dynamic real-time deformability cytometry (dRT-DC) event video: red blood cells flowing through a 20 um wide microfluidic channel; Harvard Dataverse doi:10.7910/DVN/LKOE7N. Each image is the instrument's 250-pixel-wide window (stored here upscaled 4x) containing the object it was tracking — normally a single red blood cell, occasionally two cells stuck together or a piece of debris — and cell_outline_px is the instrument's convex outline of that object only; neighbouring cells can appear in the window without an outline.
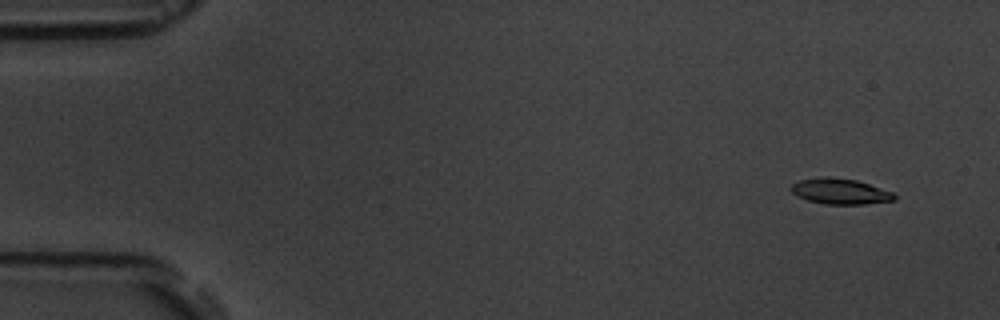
{"species": "common noctule bat (a hibernating species)", "species_latin": "Nyctalus noctula", "temperature_condition": "room temperature", "stored_images_in_passage": 6, "camera_frame_rate_fps": 3000, "um_per_image_px": 0.085, "animal": {"sex": "male", "body_mass_g": 19.5, "forearm_length_mm": 54.6}, "frame": {"image": 1, "passage_image": 1, "time_ms": 0.0, "image_size_px": [1000, 320], "cell_outline_px": [[896, 200], [864, 204], [824, 204], [808, 200], [792, 192], [788, 188], [792, 184], [800, 180], [824, 176], [832, 176], [856, 180], [892, 192], [896, 196]], "centroid_in_image_um": [71.4, 16.26], "position_along_channel_um": 13.6, "area_um2": 15.37}}
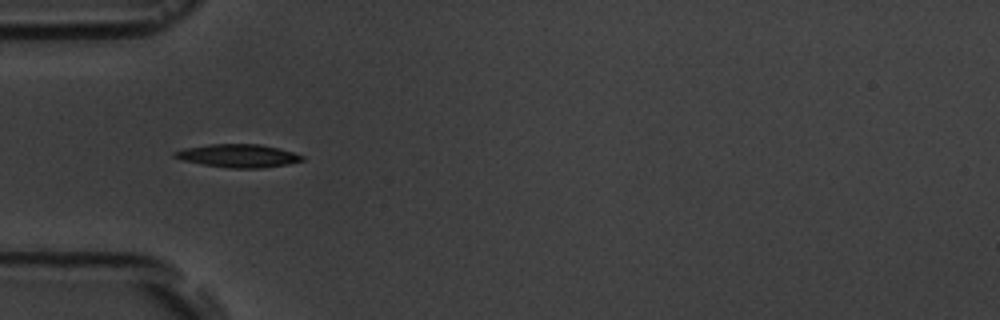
{"frame": {"image": 2, "passage_image": 5, "time_ms": 4.667, "image_size_px": [1000, 320], "cell_outline_px": [[304, 160], [288, 164], [260, 168], [232, 168], [204, 164], [184, 160], [172, 156], [172, 152], [184, 148], [208, 144], [260, 144], [292, 152], [304, 156]], "centroid_in_image_um": [20.23, 13.23], "position_along_channel_um": 64.8, "area_um2": 16.99}}
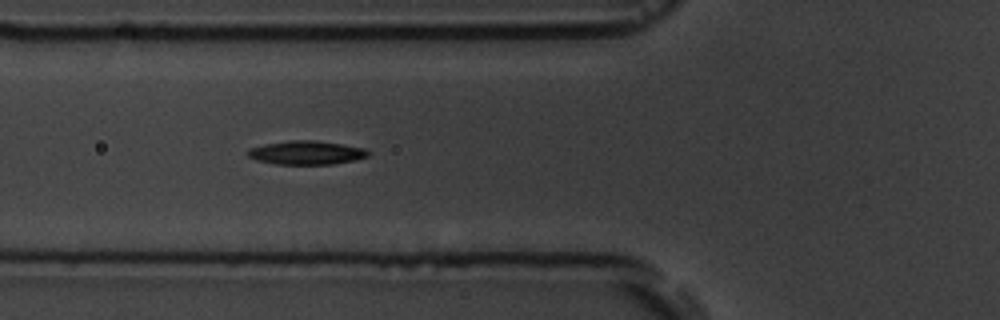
{"frame": {"image": 3, "passage_image": 6, "time_ms": 5.667, "image_size_px": [1000, 320], "cell_outline_px": [[372, 152], [368, 156], [356, 160], [332, 164], [276, 164], [256, 160], [248, 156], [244, 152], [248, 148], [264, 144], [288, 140], [316, 140], [364, 148]], "centroid_in_image_um": [26.01, 12.97], "position_along_channel_um": 99.8, "area_um2": 16.82}}